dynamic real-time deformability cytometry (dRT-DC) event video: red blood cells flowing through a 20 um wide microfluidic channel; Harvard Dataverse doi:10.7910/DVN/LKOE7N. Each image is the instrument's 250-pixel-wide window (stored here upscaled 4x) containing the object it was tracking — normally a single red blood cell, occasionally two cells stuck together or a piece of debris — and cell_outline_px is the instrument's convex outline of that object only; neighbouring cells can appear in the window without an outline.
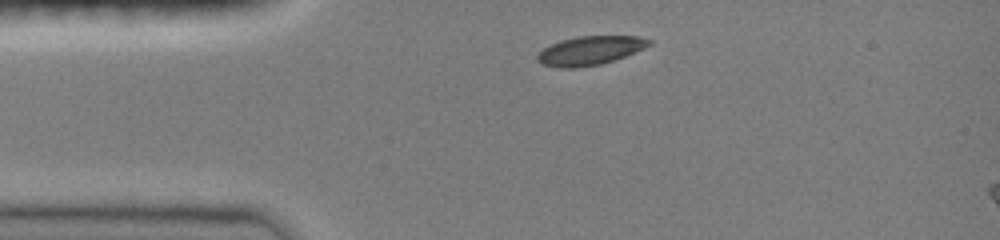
{"species": "common noctule bat (a hibernating species)", "species_latin": "Nyctalus noctula", "temperature_condition": "room temperature", "stored_images_in_passage": 3, "segment_of_instrument_passage": [1, 2], "camera_frame_rate_fps": 3000, "um_per_image_px": 0.085, "animal": {"sex": "female", "body_mass_g": 19.0, "forearm_length_mm": 51.5}, "frame": {"image": 1, "passage_image": 1, "time_ms": 0.0, "image_size_px": [1000, 240], "cell_outline_px": [[652, 44], [644, 48], [624, 56], [600, 64], [572, 68], [560, 68], [544, 64], [536, 60], [536, 56], [544, 48], [560, 40], [580, 36], [640, 36], [652, 40]], "centroid_in_image_um": [50.16, 4.28], "position_along_channel_um": 34.8, "area_um2": 18.55}}